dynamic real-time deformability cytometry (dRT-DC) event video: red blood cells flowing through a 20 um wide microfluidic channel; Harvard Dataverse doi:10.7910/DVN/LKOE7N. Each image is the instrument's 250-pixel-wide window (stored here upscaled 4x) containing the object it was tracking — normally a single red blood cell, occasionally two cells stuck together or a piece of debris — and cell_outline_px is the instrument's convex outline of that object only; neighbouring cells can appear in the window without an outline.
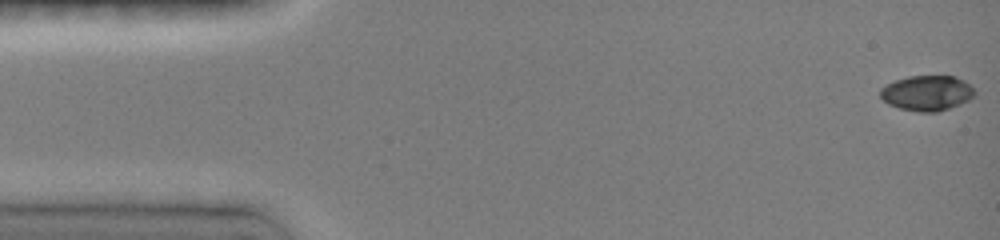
{"species": "common noctule bat (a hibernating species)", "species_latin": "Nyctalus noctula", "temperature_condition": "room temperature", "stored_images_in_passage": 48, "camera_frame_rate_fps": 3000, "um_per_image_px": 0.085, "animal": {"sex": "female", "body_mass_g": 19.0, "forearm_length_mm": 51.5}, "frame": {"image": 1, "passage_image": 1, "time_ms": 0.0, "image_size_px": [1000, 240], "cell_outline_px": [[976, 96], [960, 104], [936, 112], [920, 112], [900, 108], [888, 104], [880, 96], [880, 88], [896, 80], [908, 76], [956, 76], [964, 80], [976, 92]], "centroid_in_image_um": [78.81, 7.9], "position_along_channel_um": 6.2, "area_um2": 19.31}}
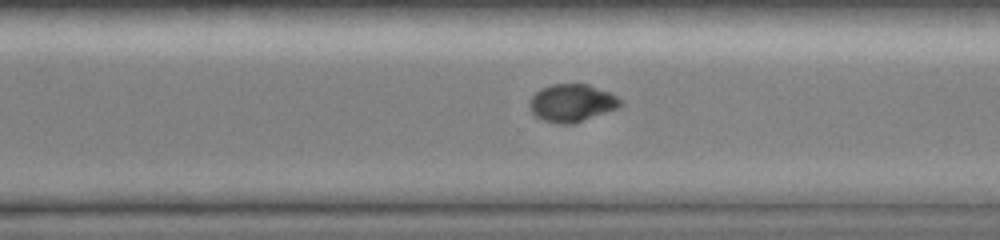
{"frame": {"image": 2, "passage_image": 34, "time_ms": 11.0, "image_size_px": [1000, 240], "cell_outline_px": [[620, 108], [572, 124], [556, 124], [544, 120], [536, 116], [532, 112], [528, 104], [528, 100], [540, 88], [552, 84], [588, 84], [612, 92], [620, 100]], "centroid_in_image_um": [48.6, 8.75], "position_along_channel_um": 322.0, "area_um2": 20.11}}
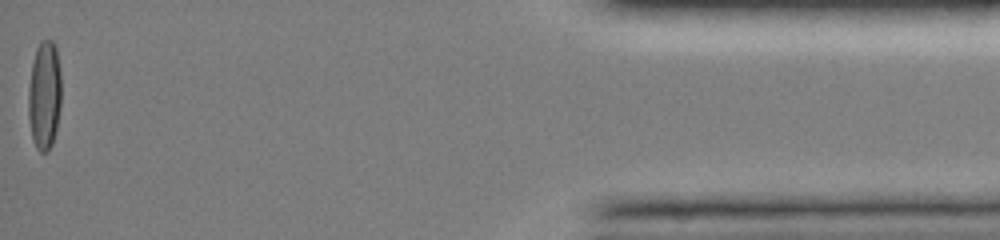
{"frame": {"image": 3, "passage_image": 48, "time_ms": 15.667, "image_size_px": [1000, 240], "cell_outline_px": [[60, 104], [56, 128], [52, 144], [48, 152], [40, 152], [36, 148], [32, 140], [28, 116], [28, 88], [32, 64], [36, 48], [40, 40], [52, 40], [56, 48], [60, 72]], "centroid_in_image_um": [3.75, 8.11], "position_along_channel_um": 431.4, "area_um2": 20.98}, "authors_computed_cell_mechanics": {"area_um2": 20.2878, "velocity_mm_per_s": 4.0263, "shape_relaxation_time_tau1_ms": 6.4782, "shape_relaxation_time_tau2_ms": null, "deformation_change_tau1": 0.2277, "deformation_change_tau2": null}}